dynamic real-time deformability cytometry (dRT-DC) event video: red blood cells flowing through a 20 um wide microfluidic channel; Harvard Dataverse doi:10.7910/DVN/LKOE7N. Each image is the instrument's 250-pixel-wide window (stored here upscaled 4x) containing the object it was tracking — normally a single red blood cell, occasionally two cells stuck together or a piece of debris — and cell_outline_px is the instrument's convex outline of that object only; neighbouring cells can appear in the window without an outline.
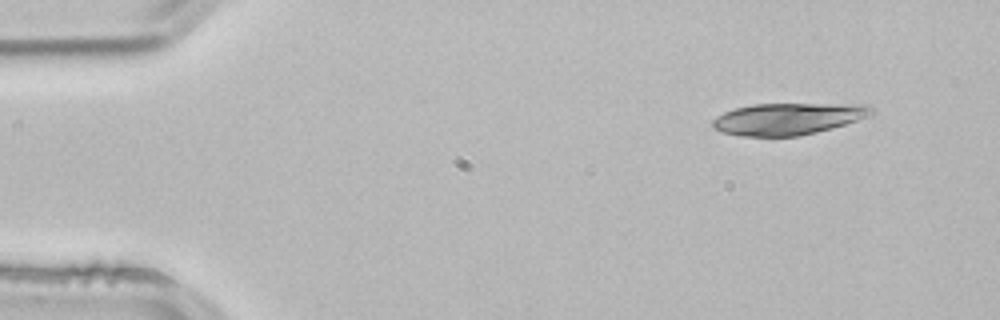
{"species": "common noctule bat (a hibernating species)", "species_latin": "Nyctalus noctula", "temperature_condition": "room temperature", "stored_images_in_passage": 3, "camera_frame_rate_fps": 3000, "um_per_image_px": 0.085, "animal": {"sex": "male", "body_mass_g": 21.5, "forearm_length_mm": 52.0}, "frame": {"image": 1, "passage_image": 1, "time_ms": 0.0, "image_size_px": [1000, 320], "cell_outline_px": [[876, 112], [856, 120], [832, 128], [800, 136], [740, 136], [724, 132], [712, 128], [712, 120], [716, 116], [724, 112], [736, 108], [752, 104], [868, 104]], "centroid_in_image_um": [66.95, 10.09], "position_along_channel_um": 18.0, "area_um2": 29.3}}